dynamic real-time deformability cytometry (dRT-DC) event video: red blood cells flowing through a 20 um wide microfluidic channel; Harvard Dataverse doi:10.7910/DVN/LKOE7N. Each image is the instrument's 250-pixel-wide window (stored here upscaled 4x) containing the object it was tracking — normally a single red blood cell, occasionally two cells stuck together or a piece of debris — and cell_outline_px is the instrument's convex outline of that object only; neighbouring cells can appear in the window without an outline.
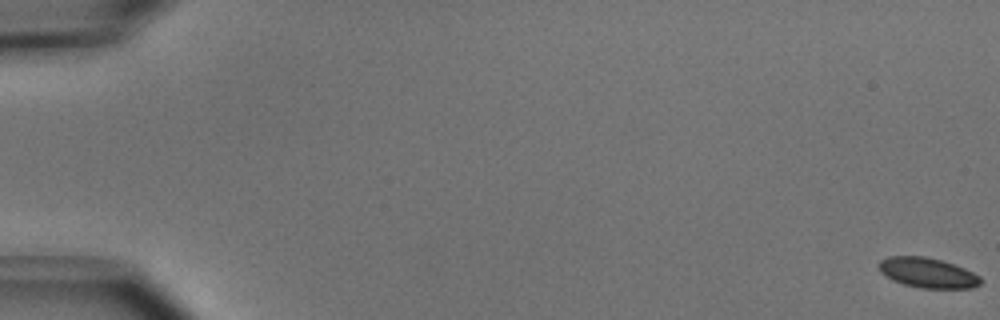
{"species": "common noctule bat (a hibernating species)", "species_latin": "Nyctalus noctula", "temperature_condition": "cold", "stored_images_in_passage": 53, "camera_frame_rate_fps": 3000, "um_per_image_px": 0.085, "animal": {"sex": "male", "body_mass_g": 15.6}, "frame": {"image": 1, "passage_image": 1, "time_ms": 0.0, "image_size_px": [1000, 320], "cell_outline_px": [[980, 284], [972, 288], [920, 288], [904, 284], [892, 280], [880, 272], [876, 264], [880, 260], [888, 256], [924, 256], [940, 260], [964, 268], [980, 276]], "centroid_in_image_um": [78.79, 23.18], "position_along_channel_um": 6.2, "area_um2": 17.8}}
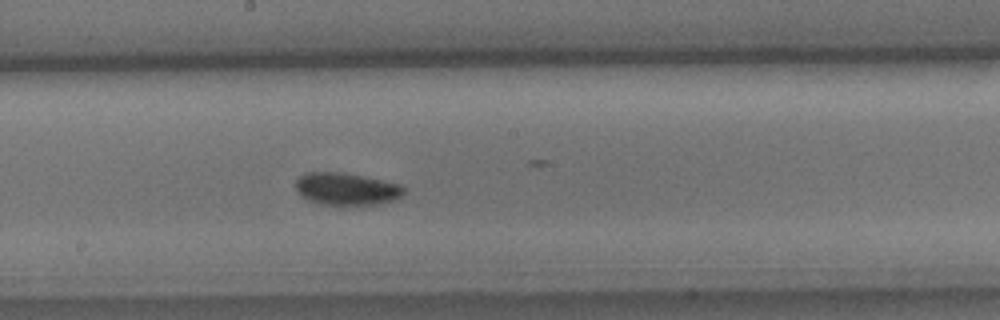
{"frame": {"image": 2, "passage_image": 30, "time_ms": 9.667, "image_size_px": [1000, 320], "cell_outline_px": [[404, 192], [396, 200], [380, 204], [344, 208], [320, 204], [308, 200], [296, 188], [296, 180], [300, 176], [308, 172], [340, 172], [400, 184], [404, 188]], "centroid_in_image_um": [29.46, 16.12], "position_along_channel_um": 218.7, "area_um2": 20.81}}
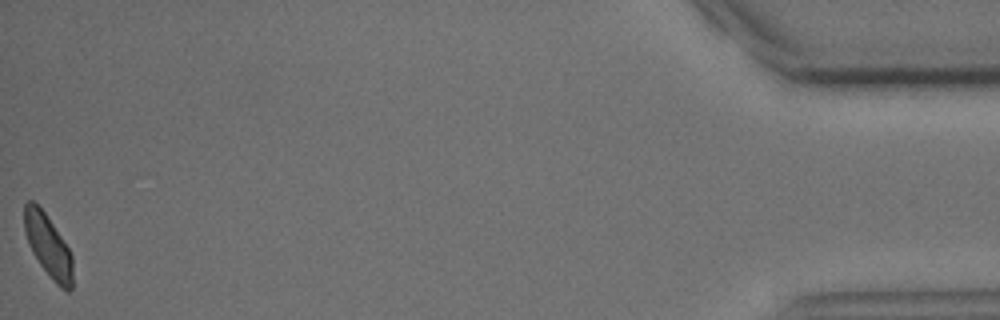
{"frame": {"image": 3, "passage_image": 53, "time_ms": 17.333, "image_size_px": [1000, 320], "cell_outline_px": [[72, 288], [68, 292], [60, 288], [52, 280], [40, 264], [32, 252], [24, 228], [24, 204], [28, 200], [32, 200], [44, 212], [68, 248], [72, 256]], "centroid_in_image_um": [4.09, 20.92], "position_along_channel_um": 431.1, "area_um2": 17.28}, "authors_computed_cell_mechanics": {"area_um2": 19.0162, "velocity_mm_per_s": 3.9323, "shape_relaxation_time_tau1_ms": 1.7393, "shape_relaxation_time_tau2_ms": null, "deformation_change_tau1": 0.0648, "deformation_change_tau2": null}}